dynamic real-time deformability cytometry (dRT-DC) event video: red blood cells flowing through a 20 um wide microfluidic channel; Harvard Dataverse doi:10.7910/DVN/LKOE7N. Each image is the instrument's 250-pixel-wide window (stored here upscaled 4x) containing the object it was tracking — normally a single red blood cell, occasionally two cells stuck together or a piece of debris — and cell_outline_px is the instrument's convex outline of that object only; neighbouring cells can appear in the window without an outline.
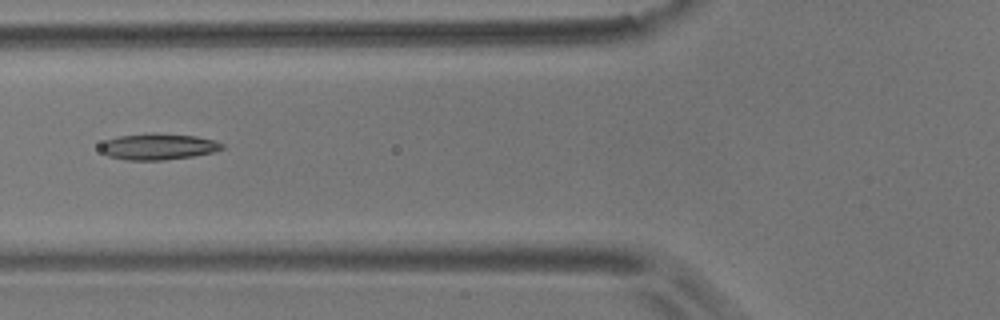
{"species": "common noctule bat (a hibernating species)", "species_latin": "Nyctalus noctula", "temperature_condition": "room temperature", "stored_images_in_passage": 10, "camera_frame_rate_fps": 3000, "um_per_image_px": 0.085, "animal": {"sex": "male", "body_mass_g": 17.9}, "frame": {"image": 1, "passage_image": 5, "time_ms": 1.333, "image_size_px": [1000, 320], "cell_outline_px": [[224, 148], [212, 152], [192, 156], [164, 160], [124, 160], [108, 156], [100, 148], [100, 144], [104, 140], [120, 136], [196, 136], [216, 140], [224, 144]], "centroid_in_image_um": [13.45, 12.51], "position_along_channel_um": 112.3, "area_um2": 17.63}}
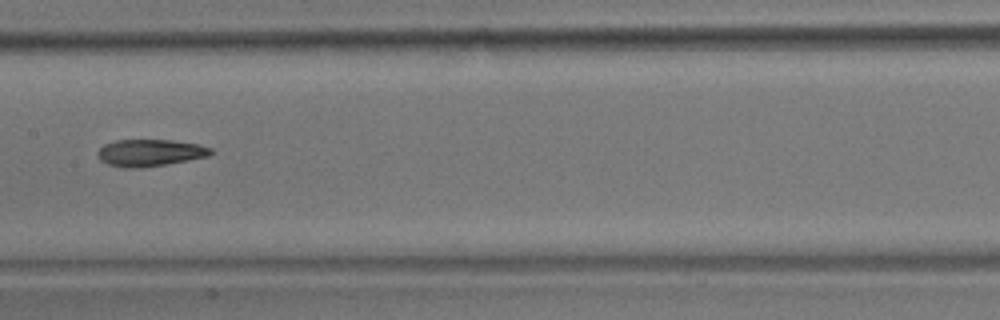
{"frame": {"image": 2, "passage_image": 7, "time_ms": 2.0, "image_size_px": [1000, 320], "cell_outline_px": [[216, 152], [208, 156], [188, 160], [140, 168], [124, 168], [108, 164], [100, 160], [96, 152], [104, 144], [116, 140], [172, 140], [200, 144], [212, 148]], "centroid_in_image_um": [12.77, 12.98], "position_along_channel_um": 194.6, "area_um2": 17.86}}
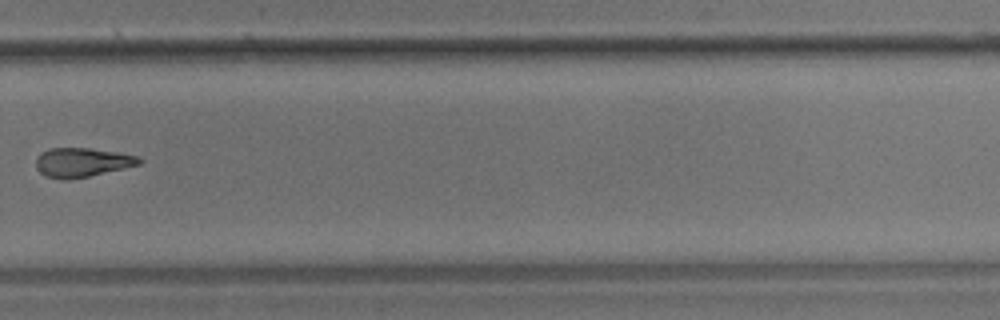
{"frame": {"image": 3, "passage_image": 10, "time_ms": 3.0, "image_size_px": [1000, 320], "cell_outline_px": [[144, 160], [140, 164], [88, 176], [68, 180], [44, 176], [36, 168], [36, 160], [40, 152], [48, 148], [88, 148], [116, 152], [136, 156]], "centroid_in_image_um": [6.93, 13.8], "position_along_channel_um": 322.9, "area_um2": 17.4}}